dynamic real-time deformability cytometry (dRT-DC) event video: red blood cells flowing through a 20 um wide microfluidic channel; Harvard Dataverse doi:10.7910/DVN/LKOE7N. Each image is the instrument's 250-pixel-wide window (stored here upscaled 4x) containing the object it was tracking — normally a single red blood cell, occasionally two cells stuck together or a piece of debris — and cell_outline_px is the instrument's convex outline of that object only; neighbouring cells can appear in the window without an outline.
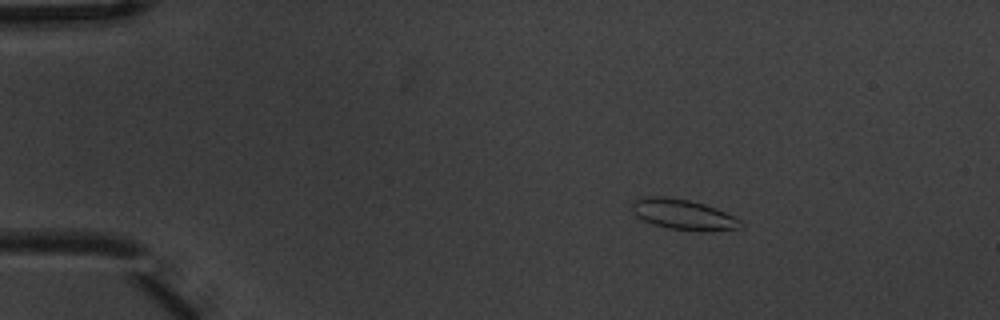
{"species": "common noctule bat (a hibernating species)", "species_latin": "Nyctalus noctula", "temperature_condition": "warm", "stored_images_in_passage": 5, "camera_frame_rate_fps": 3000, "um_per_image_px": 0.085, "animal": {"sex": "male", "body_mass_g": 20.1, "forearm_length_mm": 53.5}, "frame": {"image": 1, "passage_image": 2, "time_ms": 0.333, "image_size_px": [1000, 320], "cell_outline_px": [[744, 224], [740, 228], [668, 228], [652, 224], [636, 216], [632, 212], [632, 200], [644, 196], [668, 196], [688, 200], [704, 204], [716, 208], [740, 220]], "centroid_in_image_um": [57.94, 18.16], "position_along_channel_um": 27.1, "area_um2": 18.38}}